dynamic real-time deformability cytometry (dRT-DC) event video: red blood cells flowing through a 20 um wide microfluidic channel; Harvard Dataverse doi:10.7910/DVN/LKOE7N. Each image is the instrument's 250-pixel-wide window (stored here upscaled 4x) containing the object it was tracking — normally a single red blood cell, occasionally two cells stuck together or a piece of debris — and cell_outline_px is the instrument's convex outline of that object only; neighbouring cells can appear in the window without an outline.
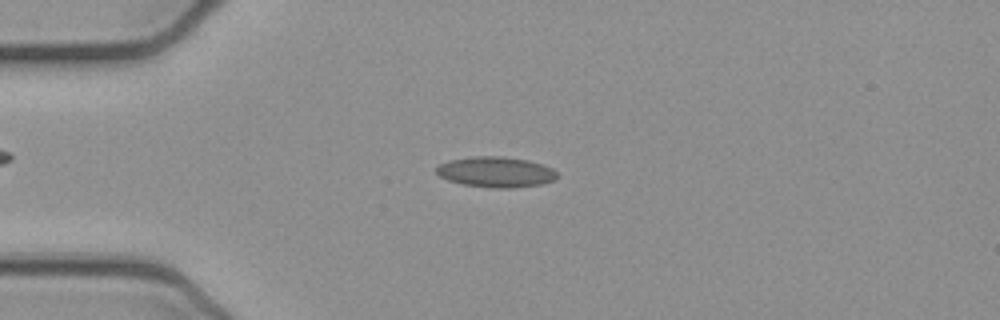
{"species": "common noctule bat (a hibernating species)", "species_latin": "Nyctalus noctula", "temperature_condition": "cold", "stored_images_in_passage": 45, "camera_frame_rate_fps": 3000, "um_per_image_px": 0.085, "animal": {"sex": "female", "body_mass_g": 21.9}, "frame": {"image": 1, "passage_image": 6, "time_ms": 1.667, "image_size_px": [1000, 320], "cell_outline_px": [[556, 180], [540, 184], [512, 188], [488, 188], [464, 184], [448, 180], [440, 176], [436, 172], [436, 168], [440, 164], [448, 160], [472, 156], [500, 156], [528, 160], [552, 168], [556, 172]], "centroid_in_image_um": [42.13, 14.62], "position_along_channel_um": 42.9, "area_um2": 21.44}}
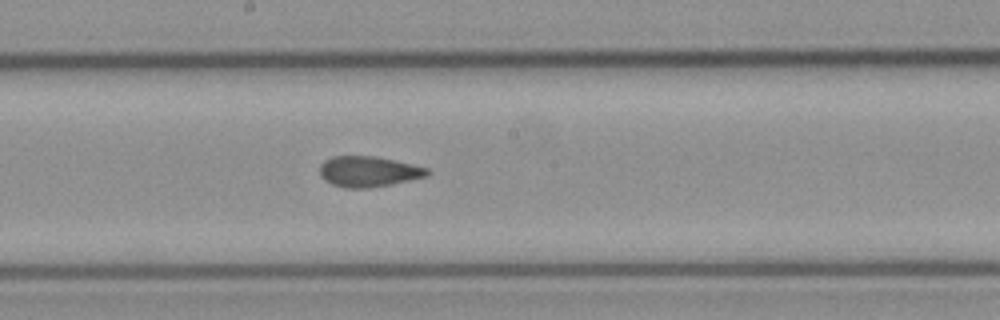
{"frame": {"image": 2, "passage_image": 21, "time_ms": 6.667, "image_size_px": [1000, 320], "cell_outline_px": [[432, 172], [428, 176], [392, 184], [368, 188], [344, 188], [332, 184], [324, 180], [320, 176], [320, 164], [324, 160], [332, 156], [376, 156], [412, 164], [428, 168]], "centroid_in_image_um": [31.32, 14.58], "position_along_channel_um": 216.9, "area_um2": 19.36}}
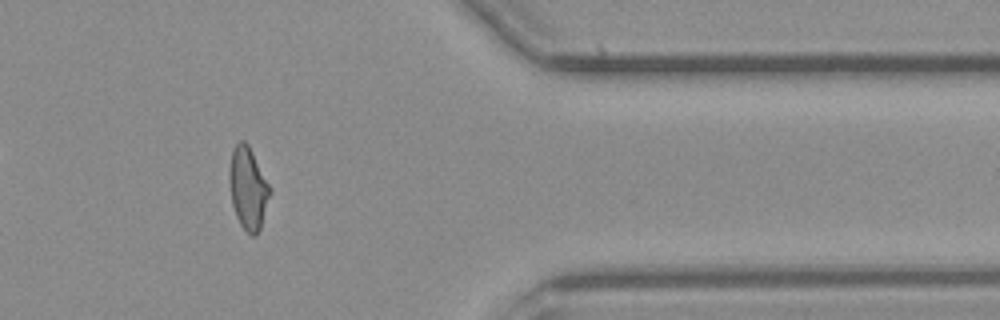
{"frame": {"image": 3, "passage_image": 36, "time_ms": 11.667, "image_size_px": [1000, 320], "cell_outline_px": [[272, 192], [260, 228], [256, 236], [252, 236], [240, 224], [236, 216], [232, 204], [228, 176], [232, 152], [236, 144], [240, 140], [244, 140], [248, 144], [272, 188]], "centroid_in_image_um": [21.1, 16.0], "position_along_channel_um": 390.3, "area_um2": 19.54}, "authors_computed_cell_mechanics": {"area_um2": 19.5364, "velocity_mm_per_s": 3.9029, "shape_relaxation_time_tau1_ms": null, "shape_relaxation_time_tau2_ms": 1.9532, "deformation_change_tau1": null, "deformation_change_tau2": 0.0612}}